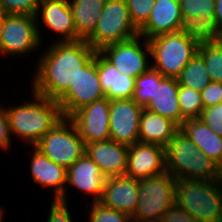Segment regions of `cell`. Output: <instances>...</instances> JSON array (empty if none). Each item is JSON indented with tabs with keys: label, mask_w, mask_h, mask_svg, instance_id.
I'll return each mask as SVG.
<instances>
[{
	"label": "cell",
	"mask_w": 222,
	"mask_h": 222,
	"mask_svg": "<svg viewBox=\"0 0 222 222\" xmlns=\"http://www.w3.org/2000/svg\"><path fill=\"white\" fill-rule=\"evenodd\" d=\"M4 209L3 208H1V205H0V222H3L4 220V211H3Z\"/></svg>",
	"instance_id": "obj_43"
},
{
	"label": "cell",
	"mask_w": 222,
	"mask_h": 222,
	"mask_svg": "<svg viewBox=\"0 0 222 222\" xmlns=\"http://www.w3.org/2000/svg\"><path fill=\"white\" fill-rule=\"evenodd\" d=\"M106 179L98 165L86 153L66 170V185L80 190L86 196L91 195V202L101 200Z\"/></svg>",
	"instance_id": "obj_15"
},
{
	"label": "cell",
	"mask_w": 222,
	"mask_h": 222,
	"mask_svg": "<svg viewBox=\"0 0 222 222\" xmlns=\"http://www.w3.org/2000/svg\"><path fill=\"white\" fill-rule=\"evenodd\" d=\"M144 107L130 99L110 100V140L130 146L139 142L140 117Z\"/></svg>",
	"instance_id": "obj_13"
},
{
	"label": "cell",
	"mask_w": 222,
	"mask_h": 222,
	"mask_svg": "<svg viewBox=\"0 0 222 222\" xmlns=\"http://www.w3.org/2000/svg\"><path fill=\"white\" fill-rule=\"evenodd\" d=\"M151 52V68L164 77L178 78L184 67L198 53L199 43L177 31L147 40Z\"/></svg>",
	"instance_id": "obj_5"
},
{
	"label": "cell",
	"mask_w": 222,
	"mask_h": 222,
	"mask_svg": "<svg viewBox=\"0 0 222 222\" xmlns=\"http://www.w3.org/2000/svg\"><path fill=\"white\" fill-rule=\"evenodd\" d=\"M214 18L219 29L222 28V0H215Z\"/></svg>",
	"instance_id": "obj_40"
},
{
	"label": "cell",
	"mask_w": 222,
	"mask_h": 222,
	"mask_svg": "<svg viewBox=\"0 0 222 222\" xmlns=\"http://www.w3.org/2000/svg\"><path fill=\"white\" fill-rule=\"evenodd\" d=\"M88 222H132V216L103 206L100 202L90 205Z\"/></svg>",
	"instance_id": "obj_31"
},
{
	"label": "cell",
	"mask_w": 222,
	"mask_h": 222,
	"mask_svg": "<svg viewBox=\"0 0 222 222\" xmlns=\"http://www.w3.org/2000/svg\"><path fill=\"white\" fill-rule=\"evenodd\" d=\"M180 131L197 145L200 152L222 169V136L216 134L199 118L184 120Z\"/></svg>",
	"instance_id": "obj_22"
},
{
	"label": "cell",
	"mask_w": 222,
	"mask_h": 222,
	"mask_svg": "<svg viewBox=\"0 0 222 222\" xmlns=\"http://www.w3.org/2000/svg\"><path fill=\"white\" fill-rule=\"evenodd\" d=\"M200 93L204 108L219 104L222 102V83L211 81Z\"/></svg>",
	"instance_id": "obj_37"
},
{
	"label": "cell",
	"mask_w": 222,
	"mask_h": 222,
	"mask_svg": "<svg viewBox=\"0 0 222 222\" xmlns=\"http://www.w3.org/2000/svg\"><path fill=\"white\" fill-rule=\"evenodd\" d=\"M110 100L105 97L76 110L68 118L84 144L110 140Z\"/></svg>",
	"instance_id": "obj_12"
},
{
	"label": "cell",
	"mask_w": 222,
	"mask_h": 222,
	"mask_svg": "<svg viewBox=\"0 0 222 222\" xmlns=\"http://www.w3.org/2000/svg\"><path fill=\"white\" fill-rule=\"evenodd\" d=\"M138 180L127 175L106 179L103 195L99 201L103 206L133 216L138 203Z\"/></svg>",
	"instance_id": "obj_18"
},
{
	"label": "cell",
	"mask_w": 222,
	"mask_h": 222,
	"mask_svg": "<svg viewBox=\"0 0 222 222\" xmlns=\"http://www.w3.org/2000/svg\"><path fill=\"white\" fill-rule=\"evenodd\" d=\"M198 54L206 64L211 81L222 83V46L217 41L201 43Z\"/></svg>",
	"instance_id": "obj_28"
},
{
	"label": "cell",
	"mask_w": 222,
	"mask_h": 222,
	"mask_svg": "<svg viewBox=\"0 0 222 222\" xmlns=\"http://www.w3.org/2000/svg\"><path fill=\"white\" fill-rule=\"evenodd\" d=\"M31 93L32 101L28 99L18 106L6 107V112L11 134L33 147L64 117L56 100Z\"/></svg>",
	"instance_id": "obj_2"
},
{
	"label": "cell",
	"mask_w": 222,
	"mask_h": 222,
	"mask_svg": "<svg viewBox=\"0 0 222 222\" xmlns=\"http://www.w3.org/2000/svg\"><path fill=\"white\" fill-rule=\"evenodd\" d=\"M42 0H0L5 14L36 16Z\"/></svg>",
	"instance_id": "obj_34"
},
{
	"label": "cell",
	"mask_w": 222,
	"mask_h": 222,
	"mask_svg": "<svg viewBox=\"0 0 222 222\" xmlns=\"http://www.w3.org/2000/svg\"><path fill=\"white\" fill-rule=\"evenodd\" d=\"M49 215L46 222H72L70 209H68V202L61 200H54L50 203Z\"/></svg>",
	"instance_id": "obj_36"
},
{
	"label": "cell",
	"mask_w": 222,
	"mask_h": 222,
	"mask_svg": "<svg viewBox=\"0 0 222 222\" xmlns=\"http://www.w3.org/2000/svg\"><path fill=\"white\" fill-rule=\"evenodd\" d=\"M85 153L98 165L107 178L126 174L127 145L113 140L96 141L85 144Z\"/></svg>",
	"instance_id": "obj_19"
},
{
	"label": "cell",
	"mask_w": 222,
	"mask_h": 222,
	"mask_svg": "<svg viewBox=\"0 0 222 222\" xmlns=\"http://www.w3.org/2000/svg\"><path fill=\"white\" fill-rule=\"evenodd\" d=\"M165 171V148L141 142L128 146L125 175L139 180Z\"/></svg>",
	"instance_id": "obj_16"
},
{
	"label": "cell",
	"mask_w": 222,
	"mask_h": 222,
	"mask_svg": "<svg viewBox=\"0 0 222 222\" xmlns=\"http://www.w3.org/2000/svg\"><path fill=\"white\" fill-rule=\"evenodd\" d=\"M98 75V52L80 70L67 91L57 100L63 117H69L84 105L105 98Z\"/></svg>",
	"instance_id": "obj_11"
},
{
	"label": "cell",
	"mask_w": 222,
	"mask_h": 222,
	"mask_svg": "<svg viewBox=\"0 0 222 222\" xmlns=\"http://www.w3.org/2000/svg\"><path fill=\"white\" fill-rule=\"evenodd\" d=\"M4 22H5V15L3 17H0V40H1L2 32H3Z\"/></svg>",
	"instance_id": "obj_41"
},
{
	"label": "cell",
	"mask_w": 222,
	"mask_h": 222,
	"mask_svg": "<svg viewBox=\"0 0 222 222\" xmlns=\"http://www.w3.org/2000/svg\"><path fill=\"white\" fill-rule=\"evenodd\" d=\"M179 130L172 120L144 108L140 117L139 142L165 148Z\"/></svg>",
	"instance_id": "obj_23"
},
{
	"label": "cell",
	"mask_w": 222,
	"mask_h": 222,
	"mask_svg": "<svg viewBox=\"0 0 222 222\" xmlns=\"http://www.w3.org/2000/svg\"><path fill=\"white\" fill-rule=\"evenodd\" d=\"M156 0H126L132 23L139 30L149 19Z\"/></svg>",
	"instance_id": "obj_33"
},
{
	"label": "cell",
	"mask_w": 222,
	"mask_h": 222,
	"mask_svg": "<svg viewBox=\"0 0 222 222\" xmlns=\"http://www.w3.org/2000/svg\"><path fill=\"white\" fill-rule=\"evenodd\" d=\"M178 92V79L163 77L160 81H155L153 99L144 108L172 120L180 127L182 125V114Z\"/></svg>",
	"instance_id": "obj_21"
},
{
	"label": "cell",
	"mask_w": 222,
	"mask_h": 222,
	"mask_svg": "<svg viewBox=\"0 0 222 222\" xmlns=\"http://www.w3.org/2000/svg\"><path fill=\"white\" fill-rule=\"evenodd\" d=\"M160 222H198L186 211L174 205L163 216Z\"/></svg>",
	"instance_id": "obj_39"
},
{
	"label": "cell",
	"mask_w": 222,
	"mask_h": 222,
	"mask_svg": "<svg viewBox=\"0 0 222 222\" xmlns=\"http://www.w3.org/2000/svg\"><path fill=\"white\" fill-rule=\"evenodd\" d=\"M139 35L132 23L126 0H106L93 34L86 40L96 51Z\"/></svg>",
	"instance_id": "obj_7"
},
{
	"label": "cell",
	"mask_w": 222,
	"mask_h": 222,
	"mask_svg": "<svg viewBox=\"0 0 222 222\" xmlns=\"http://www.w3.org/2000/svg\"><path fill=\"white\" fill-rule=\"evenodd\" d=\"M199 119L210 126L216 134L222 136V102L204 108Z\"/></svg>",
	"instance_id": "obj_35"
},
{
	"label": "cell",
	"mask_w": 222,
	"mask_h": 222,
	"mask_svg": "<svg viewBox=\"0 0 222 222\" xmlns=\"http://www.w3.org/2000/svg\"><path fill=\"white\" fill-rule=\"evenodd\" d=\"M182 16L214 17L215 0H179Z\"/></svg>",
	"instance_id": "obj_32"
},
{
	"label": "cell",
	"mask_w": 222,
	"mask_h": 222,
	"mask_svg": "<svg viewBox=\"0 0 222 222\" xmlns=\"http://www.w3.org/2000/svg\"><path fill=\"white\" fill-rule=\"evenodd\" d=\"M178 100L181 108L182 123L186 119L200 117L204 109L200 92L179 85Z\"/></svg>",
	"instance_id": "obj_30"
},
{
	"label": "cell",
	"mask_w": 222,
	"mask_h": 222,
	"mask_svg": "<svg viewBox=\"0 0 222 222\" xmlns=\"http://www.w3.org/2000/svg\"><path fill=\"white\" fill-rule=\"evenodd\" d=\"M179 31L199 44L215 42L219 36V28L214 17L182 16Z\"/></svg>",
	"instance_id": "obj_26"
},
{
	"label": "cell",
	"mask_w": 222,
	"mask_h": 222,
	"mask_svg": "<svg viewBox=\"0 0 222 222\" xmlns=\"http://www.w3.org/2000/svg\"><path fill=\"white\" fill-rule=\"evenodd\" d=\"M182 13L179 0H156L148 21L139 29L146 40L179 31Z\"/></svg>",
	"instance_id": "obj_20"
},
{
	"label": "cell",
	"mask_w": 222,
	"mask_h": 222,
	"mask_svg": "<svg viewBox=\"0 0 222 222\" xmlns=\"http://www.w3.org/2000/svg\"><path fill=\"white\" fill-rule=\"evenodd\" d=\"M79 40H87L94 32L106 0H68Z\"/></svg>",
	"instance_id": "obj_25"
},
{
	"label": "cell",
	"mask_w": 222,
	"mask_h": 222,
	"mask_svg": "<svg viewBox=\"0 0 222 222\" xmlns=\"http://www.w3.org/2000/svg\"><path fill=\"white\" fill-rule=\"evenodd\" d=\"M165 168L175 179L186 180H219L221 173V168L180 130L165 147Z\"/></svg>",
	"instance_id": "obj_3"
},
{
	"label": "cell",
	"mask_w": 222,
	"mask_h": 222,
	"mask_svg": "<svg viewBox=\"0 0 222 222\" xmlns=\"http://www.w3.org/2000/svg\"><path fill=\"white\" fill-rule=\"evenodd\" d=\"M179 85L201 92L210 82L206 64L197 53L182 70L177 78Z\"/></svg>",
	"instance_id": "obj_27"
},
{
	"label": "cell",
	"mask_w": 222,
	"mask_h": 222,
	"mask_svg": "<svg viewBox=\"0 0 222 222\" xmlns=\"http://www.w3.org/2000/svg\"><path fill=\"white\" fill-rule=\"evenodd\" d=\"M53 42L37 59L31 89L34 93L57 101L70 83L74 82L80 70L95 56L96 51L86 40Z\"/></svg>",
	"instance_id": "obj_1"
},
{
	"label": "cell",
	"mask_w": 222,
	"mask_h": 222,
	"mask_svg": "<svg viewBox=\"0 0 222 222\" xmlns=\"http://www.w3.org/2000/svg\"><path fill=\"white\" fill-rule=\"evenodd\" d=\"M36 19L41 42L44 39L40 31L41 28H39L40 23L45 24V29L47 28L49 31L55 32L54 34H57V37L58 35L59 38L61 36L62 39H57V42L78 41L72 10L68 0H42L36 14ZM39 19H42V21Z\"/></svg>",
	"instance_id": "obj_14"
},
{
	"label": "cell",
	"mask_w": 222,
	"mask_h": 222,
	"mask_svg": "<svg viewBox=\"0 0 222 222\" xmlns=\"http://www.w3.org/2000/svg\"><path fill=\"white\" fill-rule=\"evenodd\" d=\"M217 42L222 46V28L219 29V36Z\"/></svg>",
	"instance_id": "obj_42"
},
{
	"label": "cell",
	"mask_w": 222,
	"mask_h": 222,
	"mask_svg": "<svg viewBox=\"0 0 222 222\" xmlns=\"http://www.w3.org/2000/svg\"><path fill=\"white\" fill-rule=\"evenodd\" d=\"M98 52L121 74L135 79L151 68L150 47L141 35L108 45Z\"/></svg>",
	"instance_id": "obj_10"
},
{
	"label": "cell",
	"mask_w": 222,
	"mask_h": 222,
	"mask_svg": "<svg viewBox=\"0 0 222 222\" xmlns=\"http://www.w3.org/2000/svg\"><path fill=\"white\" fill-rule=\"evenodd\" d=\"M42 44L36 16L5 14L0 40V54L26 56L38 50ZM28 53V54H27ZM24 54V55H23ZM26 54V55H25Z\"/></svg>",
	"instance_id": "obj_9"
},
{
	"label": "cell",
	"mask_w": 222,
	"mask_h": 222,
	"mask_svg": "<svg viewBox=\"0 0 222 222\" xmlns=\"http://www.w3.org/2000/svg\"><path fill=\"white\" fill-rule=\"evenodd\" d=\"M33 153L30 158V172L34 184H39L44 188H52V200H61L67 202L68 196L66 186V169L59 164H56L51 159L43 155L38 149L33 146Z\"/></svg>",
	"instance_id": "obj_17"
},
{
	"label": "cell",
	"mask_w": 222,
	"mask_h": 222,
	"mask_svg": "<svg viewBox=\"0 0 222 222\" xmlns=\"http://www.w3.org/2000/svg\"><path fill=\"white\" fill-rule=\"evenodd\" d=\"M219 181H220V184H221V186H222V169H221V173H220V179H219Z\"/></svg>",
	"instance_id": "obj_45"
},
{
	"label": "cell",
	"mask_w": 222,
	"mask_h": 222,
	"mask_svg": "<svg viewBox=\"0 0 222 222\" xmlns=\"http://www.w3.org/2000/svg\"><path fill=\"white\" fill-rule=\"evenodd\" d=\"M132 222H147V221H132ZM160 222V221H159Z\"/></svg>",
	"instance_id": "obj_46"
},
{
	"label": "cell",
	"mask_w": 222,
	"mask_h": 222,
	"mask_svg": "<svg viewBox=\"0 0 222 222\" xmlns=\"http://www.w3.org/2000/svg\"><path fill=\"white\" fill-rule=\"evenodd\" d=\"M98 75L101 88L109 99H130L135 89V78L121 74L98 52Z\"/></svg>",
	"instance_id": "obj_24"
},
{
	"label": "cell",
	"mask_w": 222,
	"mask_h": 222,
	"mask_svg": "<svg viewBox=\"0 0 222 222\" xmlns=\"http://www.w3.org/2000/svg\"><path fill=\"white\" fill-rule=\"evenodd\" d=\"M175 205L198 222H222L220 181L176 179Z\"/></svg>",
	"instance_id": "obj_4"
},
{
	"label": "cell",
	"mask_w": 222,
	"mask_h": 222,
	"mask_svg": "<svg viewBox=\"0 0 222 222\" xmlns=\"http://www.w3.org/2000/svg\"><path fill=\"white\" fill-rule=\"evenodd\" d=\"M176 179L167 171L138 180L139 195L133 221L159 222L175 205Z\"/></svg>",
	"instance_id": "obj_6"
},
{
	"label": "cell",
	"mask_w": 222,
	"mask_h": 222,
	"mask_svg": "<svg viewBox=\"0 0 222 222\" xmlns=\"http://www.w3.org/2000/svg\"><path fill=\"white\" fill-rule=\"evenodd\" d=\"M5 15L2 6H1V2H0V17H3Z\"/></svg>",
	"instance_id": "obj_44"
},
{
	"label": "cell",
	"mask_w": 222,
	"mask_h": 222,
	"mask_svg": "<svg viewBox=\"0 0 222 222\" xmlns=\"http://www.w3.org/2000/svg\"><path fill=\"white\" fill-rule=\"evenodd\" d=\"M34 147L66 170L85 153V144L68 117L58 122Z\"/></svg>",
	"instance_id": "obj_8"
},
{
	"label": "cell",
	"mask_w": 222,
	"mask_h": 222,
	"mask_svg": "<svg viewBox=\"0 0 222 222\" xmlns=\"http://www.w3.org/2000/svg\"><path fill=\"white\" fill-rule=\"evenodd\" d=\"M1 105V104H0ZM11 132H10V127H9V121H8V116L6 112V108L4 106H0V150L2 149L3 151L9 150L12 145L11 142Z\"/></svg>",
	"instance_id": "obj_38"
},
{
	"label": "cell",
	"mask_w": 222,
	"mask_h": 222,
	"mask_svg": "<svg viewBox=\"0 0 222 222\" xmlns=\"http://www.w3.org/2000/svg\"><path fill=\"white\" fill-rule=\"evenodd\" d=\"M164 76L157 70L150 68L135 79V89L132 99L138 105L145 107L153 99L155 81H160Z\"/></svg>",
	"instance_id": "obj_29"
}]
</instances>
